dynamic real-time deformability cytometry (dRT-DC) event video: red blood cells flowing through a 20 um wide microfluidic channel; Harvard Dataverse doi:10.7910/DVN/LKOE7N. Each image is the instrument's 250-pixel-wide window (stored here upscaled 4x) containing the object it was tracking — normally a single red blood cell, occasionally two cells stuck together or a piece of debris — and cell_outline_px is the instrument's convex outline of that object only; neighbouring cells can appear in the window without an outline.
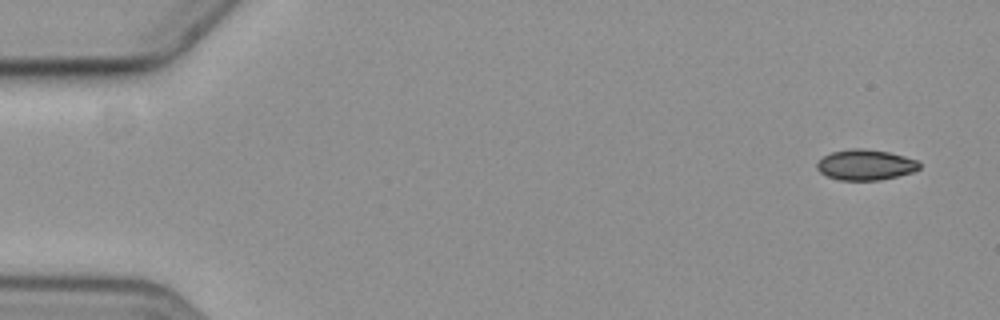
{"species": "common noctule bat (a hibernating species)", "species_latin": "Nyctalus noctula", "temperature_condition": "cold", "stored_images_in_passage": 4, "camera_frame_rate_fps": 3000, "um_per_image_px": 0.085, "animal": {"sex": "female", "body_mass_g": 19.3, "forearm_length_mm": 54.1}, "frame": {"image": 1, "passage_image": 1, "time_ms": 0.0, "image_size_px": [1000, 320], "cell_outline_px": [[920, 168], [912, 172], [880, 180], [840, 180], [828, 176], [820, 172], [816, 168], [816, 164], [824, 156], [832, 152], [852, 148], [864, 148], [888, 152], [904, 156], [916, 160], [920, 164]], "centroid_in_image_um": [73.56, 14.0], "position_along_channel_um": 11.4, "area_um2": 18.09}}
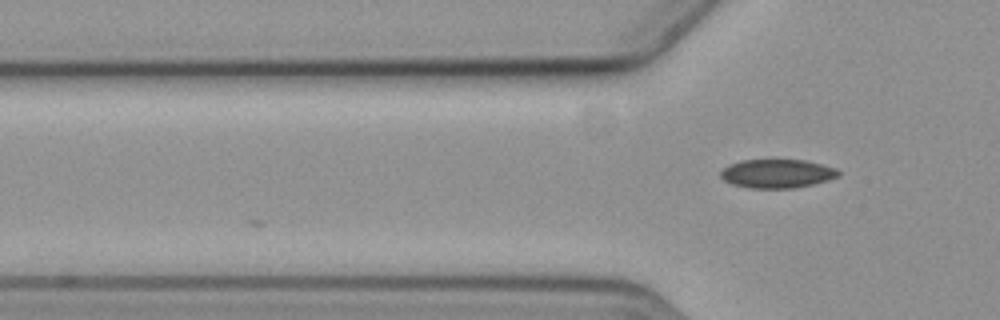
{"frame": {"image": 2, "passage_image": 4, "time_ms": 5.0, "image_size_px": [1000, 320], "cell_outline_px": [[840, 176], [828, 180], [812, 184], [792, 188], [748, 188], [732, 184], [724, 180], [720, 176], [720, 172], [728, 164], [740, 160], [804, 160], [836, 168], [840, 172]], "centroid_in_image_um": [66.03, 14.75], "position_along_channel_um": 59.8, "area_um2": 19.71}}